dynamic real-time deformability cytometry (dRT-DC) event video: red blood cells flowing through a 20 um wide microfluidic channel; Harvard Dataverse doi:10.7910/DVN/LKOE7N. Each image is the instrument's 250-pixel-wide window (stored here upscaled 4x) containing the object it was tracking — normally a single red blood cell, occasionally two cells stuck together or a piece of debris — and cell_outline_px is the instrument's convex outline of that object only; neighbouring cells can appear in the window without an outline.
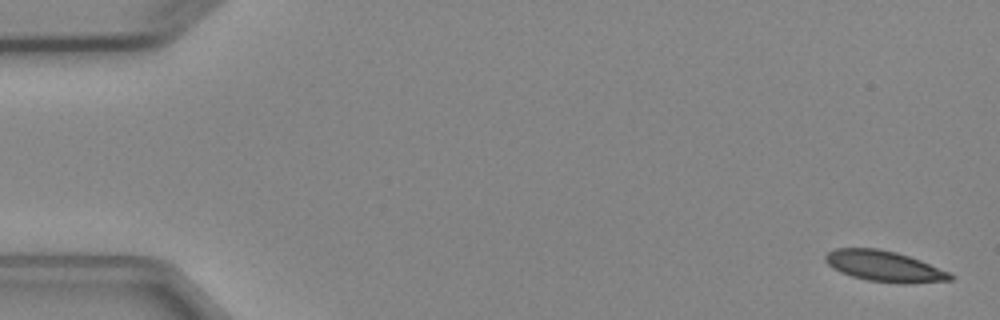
{"species": "Egyptian fruit bat (a non-hibernating species)", "species_latin": "Rousettus aegyptiacus", "temperature_condition": "cold", "stored_images_in_passage": 5, "camera_frame_rate_fps": 3000, "um_per_image_px": 0.085, "animal": {"sex": "female"}, "frame": {"image": 1, "passage_image": 1, "time_ms": 0.0, "image_size_px": [1000, 320], "cell_outline_px": [[952, 280], [904, 284], [868, 280], [852, 276], [840, 272], [828, 264], [824, 260], [824, 256], [828, 252], [836, 248], [876, 248], [896, 252], [920, 260], [948, 272], [952, 276]], "centroid_in_image_um": [75.13, 22.62], "position_along_channel_um": 9.9, "area_um2": 22.14}}
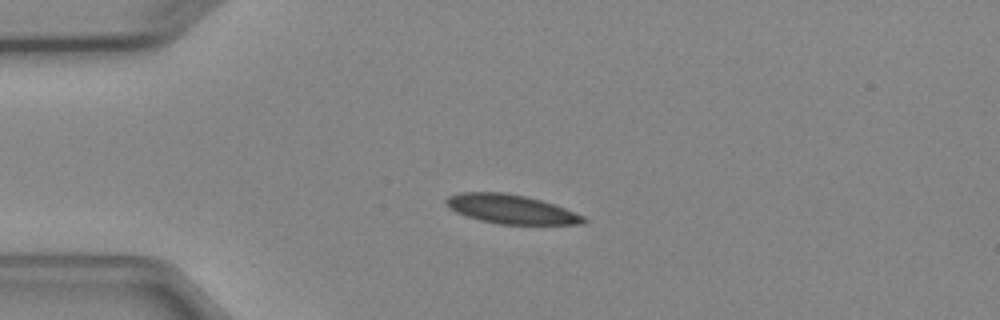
{"frame": {"image": 2, "passage_image": 4, "time_ms": 3.667, "image_size_px": [1000, 320], "cell_outline_px": [[588, 220], [584, 224], [500, 224], [480, 220], [456, 212], [448, 208], [444, 204], [444, 200], [448, 196], [460, 192], [504, 192], [524, 196], [540, 200], [564, 208], [584, 216]], "centroid_in_image_um": [43.4, 17.77], "position_along_channel_um": 41.6, "area_um2": 23.18}}